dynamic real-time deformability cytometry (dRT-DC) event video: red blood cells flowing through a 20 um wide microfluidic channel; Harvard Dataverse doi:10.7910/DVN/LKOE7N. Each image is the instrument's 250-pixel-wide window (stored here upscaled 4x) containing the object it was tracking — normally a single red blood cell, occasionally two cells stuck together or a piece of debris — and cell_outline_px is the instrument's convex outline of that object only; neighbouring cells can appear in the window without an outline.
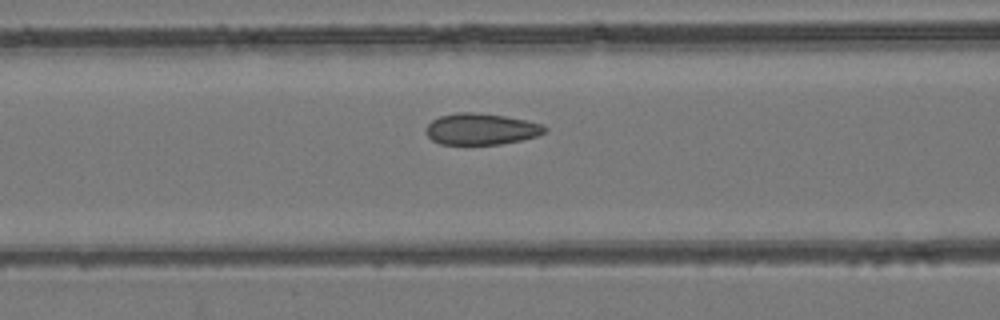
{"species": "common noctule bat (a hibernating species)", "species_latin": "Nyctalus noctula", "temperature_condition": "room temperature", "stored_images_in_passage": 52, "camera_frame_rate_fps": 3000, "um_per_image_px": 0.085, "animal": {"sex": "female", "body_mass_g": 24.6, "forearm_length_mm": 56.2}, "frame": {"image": 1, "passage_image": 21, "time_ms": 6.667, "image_size_px": [1000, 320], "cell_outline_px": [[548, 132], [536, 136], [520, 140], [500, 144], [440, 144], [432, 140], [424, 132], [424, 128], [432, 120], [440, 116], [456, 112], [472, 112], [504, 116], [544, 124], [548, 128]], "centroid_in_image_um": [40.88, 10.97], "position_along_channel_um": 125.7, "area_um2": 21.79}}
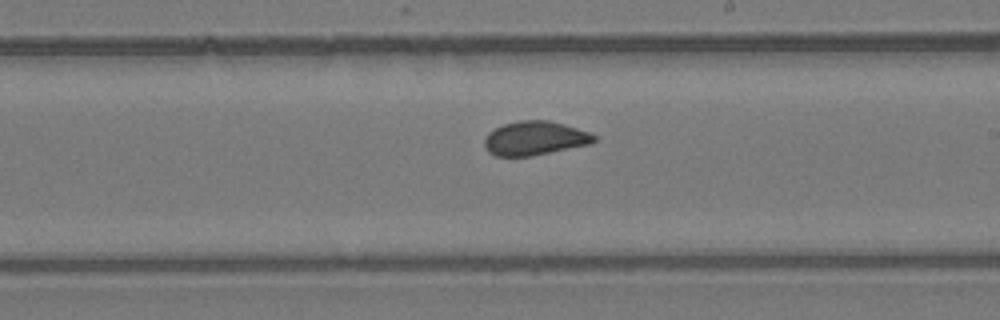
{"frame": {"image": 2, "passage_image": 30, "time_ms": 9.667, "image_size_px": [1000, 320], "cell_outline_px": [[596, 140], [592, 144], [532, 156], [496, 156], [488, 152], [484, 148], [484, 140], [488, 132], [504, 124], [520, 120], [548, 120], [564, 124], [588, 132], [596, 136]], "centroid_in_image_um": [45.45, 11.76], "position_along_channel_um": 243.5, "area_um2": 21.79}}
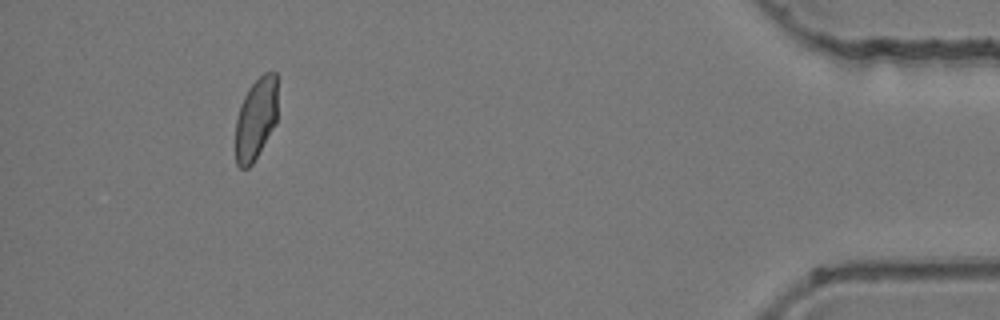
{"frame": {"image": 3, "passage_image": 48, "time_ms": 15.667, "image_size_px": [1000, 320], "cell_outline_px": [[276, 124], [252, 164], [248, 168], [240, 168], [236, 164], [236, 120], [240, 104], [248, 88], [264, 72], [276, 72]], "centroid_in_image_um": [21.74, 10.1], "position_along_channel_um": 413.5, "area_um2": 20.0}}